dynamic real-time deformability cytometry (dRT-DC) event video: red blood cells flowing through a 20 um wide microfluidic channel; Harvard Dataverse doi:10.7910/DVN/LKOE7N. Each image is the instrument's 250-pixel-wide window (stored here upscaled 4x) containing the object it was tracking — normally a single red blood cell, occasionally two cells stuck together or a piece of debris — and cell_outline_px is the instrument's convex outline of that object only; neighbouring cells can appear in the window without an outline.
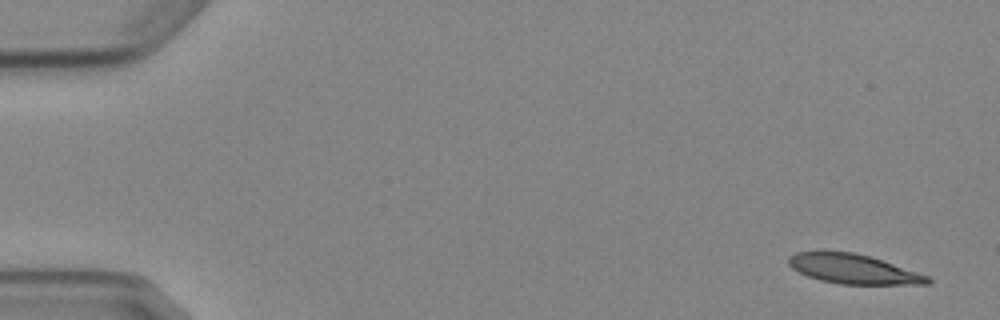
{"species": "Egyptian fruit bat (a non-hibernating species)", "species_latin": "Rousettus aegyptiacus", "temperature_condition": "cold", "stored_images_in_passage": 4, "camera_frame_rate_fps": 3000, "um_per_image_px": 0.085, "animal": {"sex": "female"}, "frame": {"image": 1, "passage_image": 1, "time_ms": 0.0, "image_size_px": [1000, 320], "cell_outline_px": [[932, 280], [928, 284], [840, 284], [820, 280], [808, 276], [792, 268], [788, 264], [788, 256], [796, 252], [852, 252], [868, 256], [928, 276]], "centroid_in_image_um": [72.49, 22.87], "position_along_channel_um": 12.5, "area_um2": 23.35}}
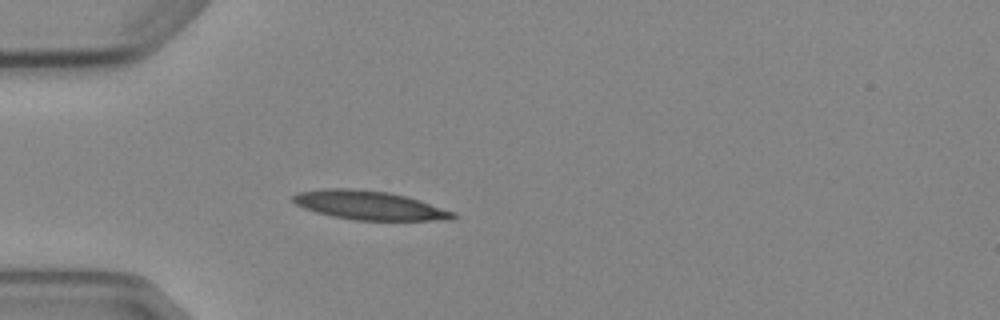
{"frame": {"image": 2, "passage_image": 4, "time_ms": 4.333, "image_size_px": [1000, 320], "cell_outline_px": [[460, 216], [452, 220], [352, 220], [332, 216], [316, 212], [304, 208], [296, 204], [292, 200], [292, 196], [300, 192], [324, 188], [352, 188], [388, 192], [404, 196], [456, 212]], "centroid_in_image_um": [31.41, 17.46], "position_along_channel_um": 53.6, "area_um2": 26.88}}